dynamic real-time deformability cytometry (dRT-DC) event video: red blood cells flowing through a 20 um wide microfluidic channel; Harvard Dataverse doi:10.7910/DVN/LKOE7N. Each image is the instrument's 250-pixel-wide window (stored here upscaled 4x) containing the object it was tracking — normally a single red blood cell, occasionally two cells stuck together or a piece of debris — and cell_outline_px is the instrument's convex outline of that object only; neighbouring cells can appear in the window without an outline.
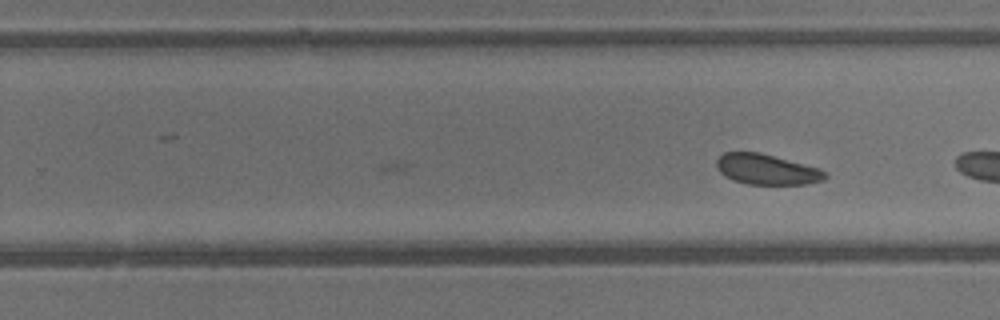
{"species": "common noctule bat (a hibernating species)", "species_latin": "Nyctalus noctula", "temperature_condition": "warm", "stored_images_in_passage": 21, "camera_frame_rate_fps": 3000, "um_per_image_px": 0.085, "animal": {"sex": "male", "body_mass_g": 13.3}, "frame": {"image": 1, "passage_image": 21, "time_ms": 6.667, "image_size_px": [1000, 320], "cell_outline_px": [[828, 176], [824, 180], [808, 184], [748, 184], [736, 180], [720, 172], [716, 164], [716, 160], [724, 152], [760, 152], [820, 168], [828, 172]], "centroid_in_image_um": [65.24, 14.39], "position_along_channel_um": 264.6, "area_um2": 19.19}}